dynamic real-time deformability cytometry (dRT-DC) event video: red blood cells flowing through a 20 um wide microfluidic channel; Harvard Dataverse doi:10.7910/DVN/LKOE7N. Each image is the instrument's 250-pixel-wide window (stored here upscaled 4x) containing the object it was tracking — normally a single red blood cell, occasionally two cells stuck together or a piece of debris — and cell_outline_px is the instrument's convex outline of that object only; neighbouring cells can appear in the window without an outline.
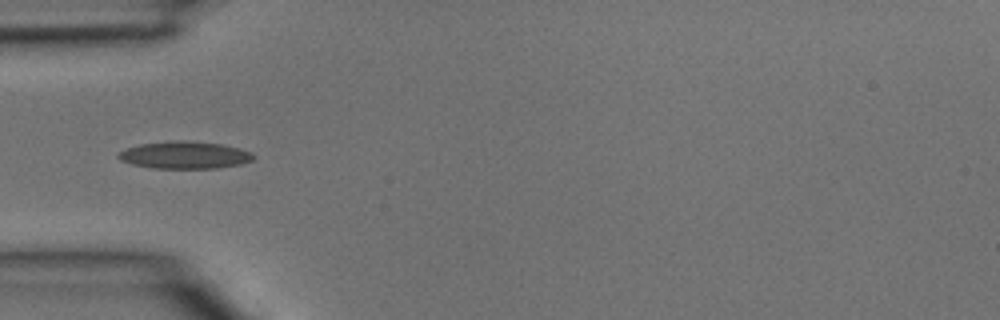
{"species": "common noctule bat (a hibernating species)", "species_latin": "Nyctalus noctula", "temperature_condition": "room temperature", "stored_images_in_passage": 4, "camera_frame_rate_fps": 3000, "um_per_image_px": 0.085, "animal": {"sex": "male", "body_mass_g": 15.6}, "frame": {"image": 1, "passage_image": 3, "time_ms": 0.667, "image_size_px": [1000, 320], "cell_outline_px": [[256, 156], [252, 160], [240, 164], [216, 168], [152, 168], [132, 164], [120, 160], [116, 156], [120, 152], [128, 148], [140, 144], [176, 140], [224, 144], [240, 148], [252, 152]], "centroid_in_image_um": [15.73, 13.18], "position_along_channel_um": 69.3, "area_um2": 21.39}}